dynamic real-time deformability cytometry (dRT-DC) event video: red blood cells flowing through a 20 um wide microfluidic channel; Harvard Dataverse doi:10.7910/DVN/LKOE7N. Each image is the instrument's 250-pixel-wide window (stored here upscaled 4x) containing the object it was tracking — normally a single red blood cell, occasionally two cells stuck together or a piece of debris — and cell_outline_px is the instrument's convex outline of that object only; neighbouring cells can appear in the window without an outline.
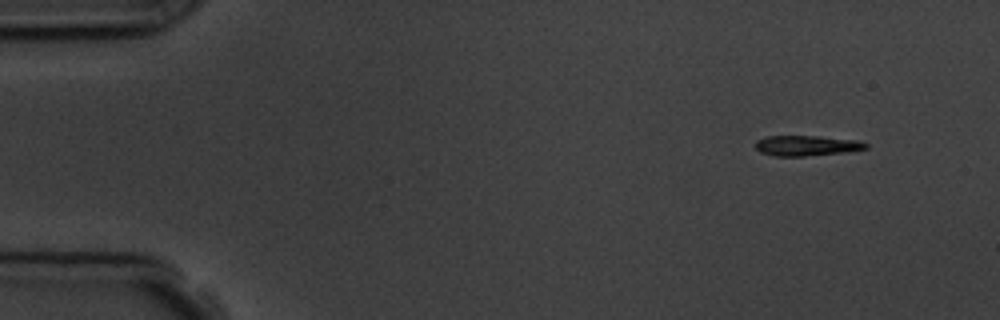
{"species": "common noctule bat (a hibernating species)", "species_latin": "Nyctalus noctula", "temperature_condition": "room temperature", "stored_images_in_passage": 5, "segment_of_instrument_passage": [1, 2], "camera_frame_rate_fps": 3000, "um_per_image_px": 0.085, "animal": {"sex": "male", "body_mass_g": 19.5, "forearm_length_mm": 54.6}, "frame": {"image": 1, "passage_image": 1, "time_ms": 0.0, "image_size_px": [1000, 320], "cell_outline_px": [[868, 148], [848, 152], [804, 156], [772, 156], [760, 152], [756, 148], [756, 140], [764, 136], [820, 136], [856, 140], [868, 144]], "centroid_in_image_um": [68.55, 12.38], "position_along_channel_um": 16.5, "area_um2": 13.18}}
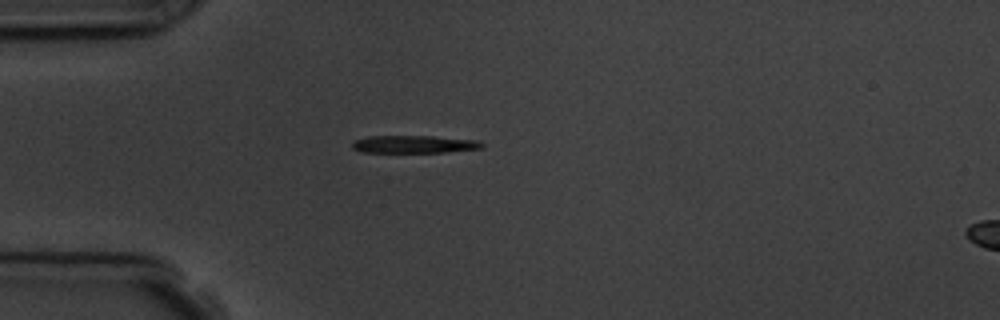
{"frame": {"image": 2, "passage_image": 4, "time_ms": 3.333, "image_size_px": [1000, 320], "cell_outline_px": [[484, 148], [444, 152], [360, 152], [352, 148], [352, 140], [368, 136], [432, 136], [476, 140], [484, 144]], "centroid_in_image_um": [35.16, 12.26], "position_along_channel_um": 49.8, "area_um2": 13.35}}